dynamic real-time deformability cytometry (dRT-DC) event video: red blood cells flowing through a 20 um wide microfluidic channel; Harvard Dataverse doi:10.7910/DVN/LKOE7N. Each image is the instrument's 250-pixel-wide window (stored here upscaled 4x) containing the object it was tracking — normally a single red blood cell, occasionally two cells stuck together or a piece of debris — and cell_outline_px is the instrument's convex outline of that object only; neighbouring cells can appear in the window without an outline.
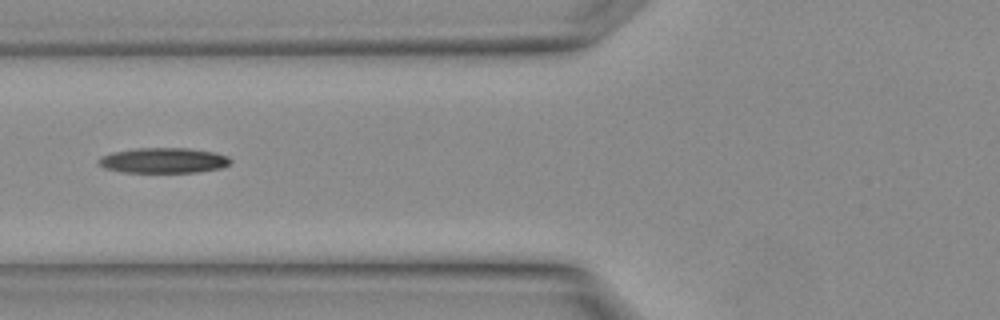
{"species": "Egyptian fruit bat (a non-hibernating species)", "species_latin": "Rousettus aegyptiacus", "temperature_condition": "warm", "stored_images_in_passage": 18, "segment_of_instrument_passage": [2, 2], "camera_frame_rate_fps": 3000, "um_per_image_px": 0.085, "animal": {"sex": "female"}, "frame": {"image": 1, "passage_image": 11, "time_ms": 3.333, "image_size_px": [1000, 320], "cell_outline_px": [[232, 160], [228, 164], [220, 168], [196, 172], [124, 172], [104, 168], [96, 160], [100, 156], [112, 152], [136, 148], [188, 148], [216, 152], [228, 156]], "centroid_in_image_um": [13.88, 13.63], "position_along_channel_um": 111.9, "area_um2": 19.48}}
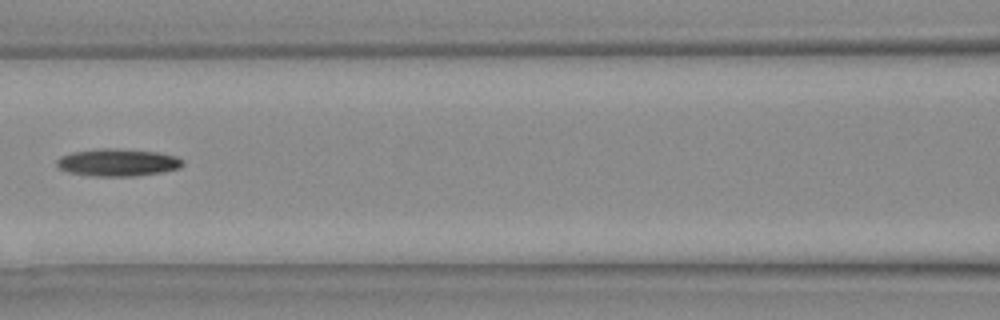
{"frame": {"image": 2, "passage_image": 13, "time_ms": 4.0, "image_size_px": [1000, 320], "cell_outline_px": [[184, 164], [180, 168], [160, 172], [136, 176], [88, 176], [68, 172], [60, 168], [56, 164], [56, 160], [60, 156], [72, 152], [100, 148], [112, 148], [156, 152], [176, 156], [184, 160]], "centroid_in_image_um": [9.99, 13.81], "position_along_channel_um": 156.6, "area_um2": 20.17}}